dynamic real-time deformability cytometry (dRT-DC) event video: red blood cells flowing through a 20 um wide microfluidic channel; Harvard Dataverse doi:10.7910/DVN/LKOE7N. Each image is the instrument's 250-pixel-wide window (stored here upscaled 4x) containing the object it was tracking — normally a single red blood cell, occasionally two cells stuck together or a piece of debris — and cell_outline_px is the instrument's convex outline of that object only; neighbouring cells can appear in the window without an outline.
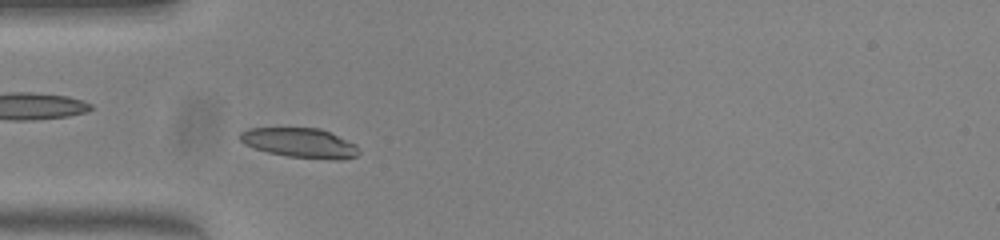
{"species": "common noctule bat (a hibernating species)", "species_latin": "Nyctalus noctula", "temperature_condition": "warm", "stored_images_in_passage": 43, "camera_frame_rate_fps": 3000, "um_per_image_px": 0.085, "animal": {"sex": "female", "body_mass_g": 23.0, "forearm_length_mm": 53.4}, "frame": {"image": 1, "passage_image": 7, "time_ms": 2.0, "image_size_px": [1000, 240], "cell_outline_px": [[360, 152], [356, 156], [344, 160], [336, 160], [288, 156], [268, 152], [244, 144], [240, 140], [240, 132], [248, 128], [320, 128], [356, 144]], "centroid_in_image_um": [25.52, 12.15], "position_along_channel_um": 59.5, "area_um2": 20.46}}
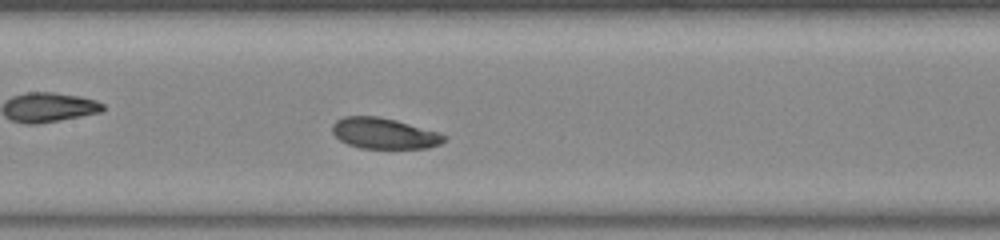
{"frame": {"image": 2, "passage_image": 16, "time_ms": 5.0, "image_size_px": [1000, 240], "cell_outline_px": [[448, 136], [440, 144], [428, 148], [360, 148], [348, 144], [340, 140], [332, 132], [332, 124], [336, 120], [344, 116], [376, 116], [396, 120], [440, 132]], "centroid_in_image_um": [32.66, 11.33], "position_along_channel_um": 174.7, "area_um2": 20.17}}
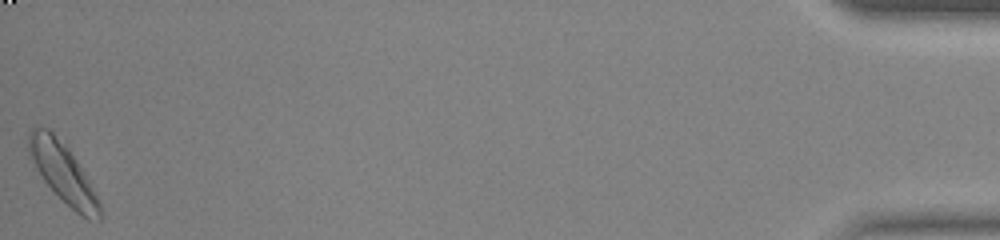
{"frame": {"image": 3, "passage_image": 43, "time_ms": 14.0, "image_size_px": [1000, 240], "cell_outline_px": [[100, 220], [88, 220], [80, 216], [44, 180], [28, 152], [28, 136], [32, 128], [48, 128], [68, 148], [88, 180], [100, 200]], "centroid_in_image_um": [5.37, 14.7], "position_along_channel_um": 429.8, "area_um2": 23.64}, "authors_computed_cell_mechanics": {"area_um2": 20.808, "velocity_mm_per_s": 3.9399, "shape_relaxation_time_tau1_ms": 2.8691, "shape_relaxation_time_tau2_ms": null, "deformation_change_tau1": 0.106, "deformation_change_tau2": null}}